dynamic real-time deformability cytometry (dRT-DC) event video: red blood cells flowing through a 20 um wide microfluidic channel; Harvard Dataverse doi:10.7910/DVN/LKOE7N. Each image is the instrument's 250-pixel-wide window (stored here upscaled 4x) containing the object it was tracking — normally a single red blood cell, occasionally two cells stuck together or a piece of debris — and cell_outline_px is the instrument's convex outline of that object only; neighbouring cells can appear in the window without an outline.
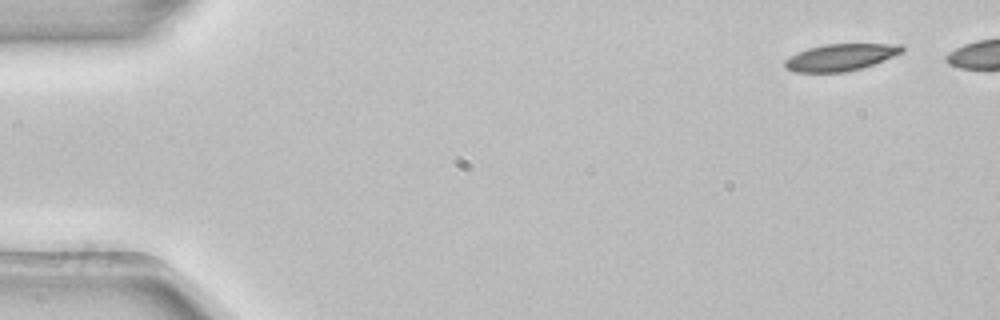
{"species": "common noctule bat (a hibernating species)", "species_latin": "Nyctalus noctula", "temperature_condition": "room temperature", "stored_images_in_passage": 5, "camera_frame_rate_fps": 3000, "um_per_image_px": 0.085, "animal": {"sex": "female", "body_mass_g": 22.7, "forearm_length_mm": 54.2}, "frame": {"image": 1, "passage_image": 1, "time_ms": 0.0, "image_size_px": [1000, 320], "cell_outline_px": [[904, 52], [884, 60], [860, 68], [844, 72], [792, 72], [784, 68], [784, 60], [788, 56], [796, 52], [808, 48], [824, 44], [904, 44]], "centroid_in_image_um": [71.41, 4.86], "position_along_channel_um": 13.6, "area_um2": 18.5}}